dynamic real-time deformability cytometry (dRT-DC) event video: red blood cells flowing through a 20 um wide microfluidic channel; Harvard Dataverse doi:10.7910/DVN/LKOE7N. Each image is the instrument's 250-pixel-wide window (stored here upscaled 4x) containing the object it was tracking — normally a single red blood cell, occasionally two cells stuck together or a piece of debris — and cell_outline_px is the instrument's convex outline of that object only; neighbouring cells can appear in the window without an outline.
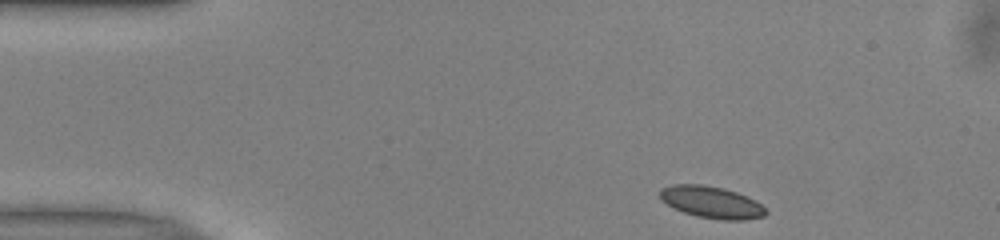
{"species": "common noctule bat (a hibernating species)", "species_latin": "Nyctalus noctula", "temperature_condition": "warm", "stored_images_in_passage": 45, "camera_frame_rate_fps": 3000, "um_per_image_px": 0.085, "animal": {"sex": "male", "body_mass_g": 13.0, "forearm_length_mm": 53.1}, "frame": {"image": 1, "passage_image": 1, "time_ms": 0.0, "image_size_px": [1000, 240], "cell_outline_px": [[768, 212], [764, 216], [744, 220], [720, 220], [696, 216], [684, 212], [660, 200], [660, 188], [672, 184], [704, 184], [724, 188], [748, 196], [756, 200], [768, 208]], "centroid_in_image_um": [60.52, 17.18], "position_along_channel_um": 24.5, "area_um2": 19.94}}
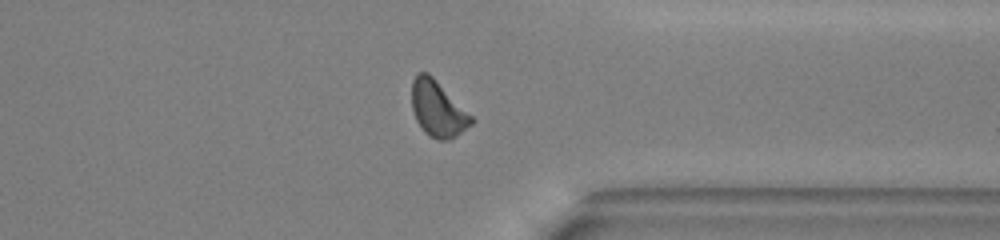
{"frame": {"image": 2, "passage_image": 33, "time_ms": 10.667, "image_size_px": [1000, 240], "cell_outline_px": [[476, 120], [472, 124], [452, 140], [436, 140], [428, 136], [424, 132], [416, 120], [412, 108], [412, 80], [416, 72], [428, 72]], "centroid_in_image_um": [37.2, 9.28], "position_along_channel_um": 374.2, "area_um2": 19.48}}
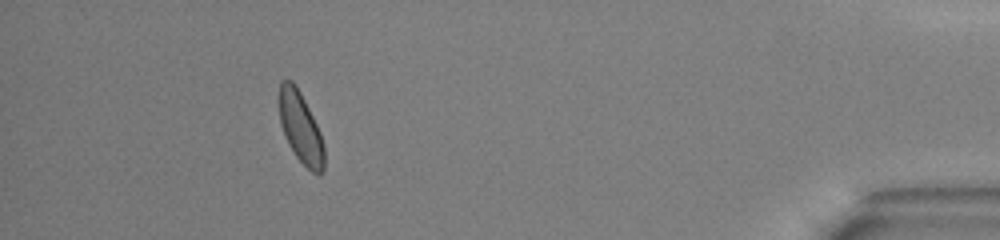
{"frame": {"image": 3, "passage_image": 40, "time_ms": 13.0, "image_size_px": [1000, 240], "cell_outline_px": [[324, 172], [320, 176], [312, 172], [296, 156], [288, 144], [284, 136], [280, 124], [276, 100], [280, 80], [292, 80], [296, 84], [320, 132], [324, 144]], "centroid_in_image_um": [25.5, 10.81], "position_along_channel_um": 409.7, "area_um2": 19.13}, "authors_computed_cell_mechanics": {"area_um2": 19.1318, "velocity_mm_per_s": 3.979, "shape_relaxation_time_tau1_ms": 2.177, "shape_relaxation_time_tau2_ms": 2.7408, "deformation_change_tau1": 0.072, "deformation_change_tau2": 0.0585}}